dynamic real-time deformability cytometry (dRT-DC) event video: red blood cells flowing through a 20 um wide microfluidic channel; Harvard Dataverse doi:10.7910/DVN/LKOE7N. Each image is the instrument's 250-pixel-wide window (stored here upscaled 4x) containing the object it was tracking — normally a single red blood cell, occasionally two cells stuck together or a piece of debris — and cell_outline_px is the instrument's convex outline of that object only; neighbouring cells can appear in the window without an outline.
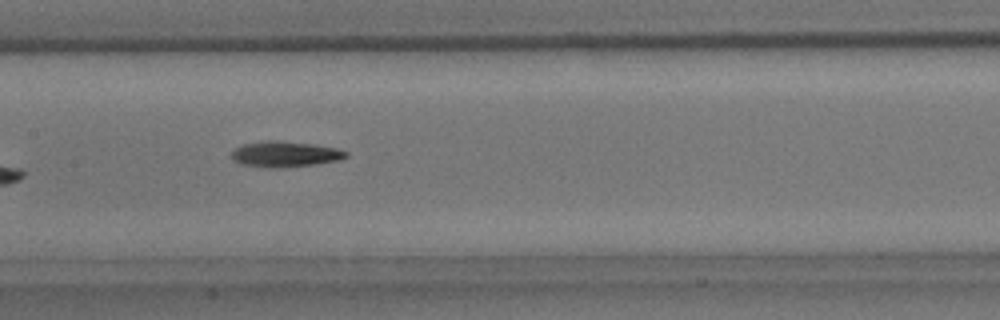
{"species": "common noctule bat (a hibernating species)", "species_latin": "Nyctalus noctula", "temperature_condition": "room temperature", "stored_images_in_passage": 9, "camera_frame_rate_fps": 3000, "um_per_image_px": 0.085, "animal": {"sex": "male", "body_mass_g": 15.6}, "frame": {"image": 1, "passage_image": 8, "time_ms": 8.0, "image_size_px": [1000, 320], "cell_outline_px": [[348, 156], [340, 160], [316, 164], [284, 168], [268, 168], [240, 164], [232, 160], [232, 152], [236, 148], [244, 144], [268, 140], [276, 140], [316, 144], [336, 148], [348, 152]], "centroid_in_image_um": [24.25, 13.11], "position_along_channel_um": 183.2, "area_um2": 17.34}}